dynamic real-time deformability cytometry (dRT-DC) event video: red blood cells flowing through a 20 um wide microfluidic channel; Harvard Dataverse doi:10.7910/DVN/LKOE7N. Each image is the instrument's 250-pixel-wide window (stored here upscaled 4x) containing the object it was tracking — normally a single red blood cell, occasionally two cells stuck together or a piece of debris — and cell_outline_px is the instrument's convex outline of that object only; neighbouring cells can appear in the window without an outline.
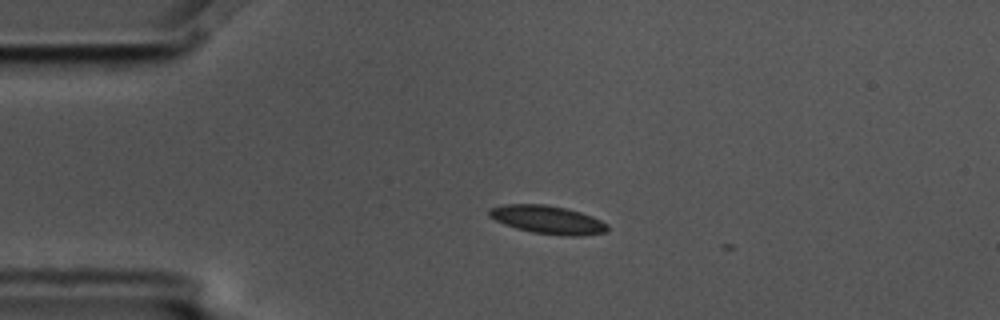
{"species": "common noctule bat (a hibernating species)", "species_latin": "Nyctalus noctula", "temperature_condition": "cold", "stored_images_in_passage": 3, "camera_frame_rate_fps": 3000, "um_per_image_px": 0.085, "animal": {"sex": "male", "body_mass_g": 17.5, "forearm_length_mm": 52.3}, "frame": {"image": 1, "passage_image": 2, "time_ms": 0.333, "image_size_px": [1000, 320], "cell_outline_px": [[608, 228], [604, 232], [580, 236], [568, 236], [532, 232], [516, 228], [504, 224], [488, 216], [488, 208], [504, 204], [544, 204], [568, 208], [592, 216], [608, 224]], "centroid_in_image_um": [46.52, 18.66], "position_along_channel_um": 38.5, "area_um2": 19.48}}